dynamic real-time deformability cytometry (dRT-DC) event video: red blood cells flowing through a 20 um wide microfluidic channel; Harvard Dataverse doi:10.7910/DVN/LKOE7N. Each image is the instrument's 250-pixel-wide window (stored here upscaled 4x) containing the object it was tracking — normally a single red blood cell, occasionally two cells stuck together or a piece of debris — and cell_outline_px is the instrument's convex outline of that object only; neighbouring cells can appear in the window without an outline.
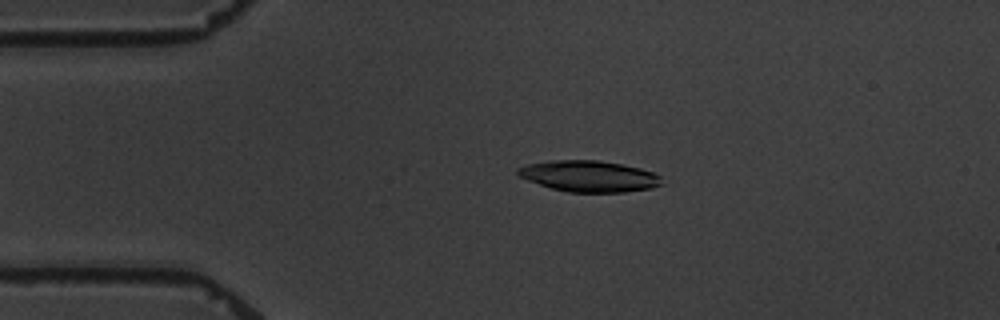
{"species": "common noctule bat (a hibernating species)", "species_latin": "Nyctalus noctula", "temperature_condition": "warm", "stored_images_in_passage": 3, "camera_frame_rate_fps": 3000, "um_per_image_px": 0.085, "animal": {"sex": "male", "body_mass_g": 19.5, "forearm_length_mm": 54.6}, "frame": {"image": 1, "passage_image": 2, "time_ms": 2.0, "image_size_px": [1000, 320], "cell_outline_px": [[664, 184], [652, 188], [624, 192], [568, 192], [552, 188], [528, 180], [520, 176], [516, 172], [516, 168], [528, 164], [548, 160], [600, 160], [640, 168], [652, 172], [660, 176]], "centroid_in_image_um": [50.08, 14.97], "position_along_channel_um": 34.9, "area_um2": 26.13}}